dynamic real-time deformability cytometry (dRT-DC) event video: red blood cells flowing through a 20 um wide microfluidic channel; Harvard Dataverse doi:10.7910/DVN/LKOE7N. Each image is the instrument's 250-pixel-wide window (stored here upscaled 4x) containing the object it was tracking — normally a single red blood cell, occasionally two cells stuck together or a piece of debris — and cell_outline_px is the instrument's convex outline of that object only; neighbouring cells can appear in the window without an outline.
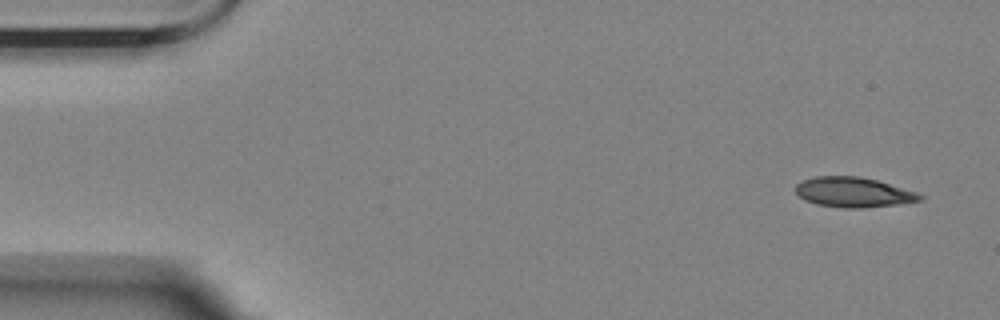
{"species": "Egyptian fruit bat (a non-hibernating species)", "species_latin": "Rousettus aegyptiacus", "temperature_condition": "room temperature", "stored_images_in_passage": 5, "camera_frame_rate_fps": 3000, "um_per_image_px": 0.085, "animal": {"sex": "female"}, "frame": {"image": 1, "passage_image": 1, "time_ms": 0.0, "image_size_px": [1000, 320], "cell_outline_px": [[924, 200], [896, 204], [864, 208], [844, 208], [816, 204], [804, 200], [796, 192], [796, 184], [804, 180], [816, 176], [860, 176], [876, 180], [916, 192], [924, 196]], "centroid_in_image_um": [72.54, 16.34], "position_along_channel_um": 12.5, "area_um2": 21.62}}
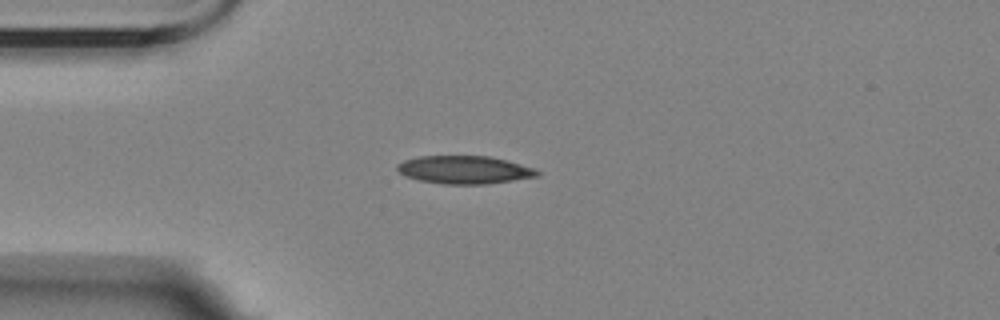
{"frame": {"image": 2, "passage_image": 4, "time_ms": 3.667, "image_size_px": [1000, 320], "cell_outline_px": [[540, 176], [488, 184], [444, 184], [420, 180], [404, 176], [396, 168], [396, 164], [404, 160], [416, 156], [488, 156], [508, 160], [536, 168], [540, 172]], "centroid_in_image_um": [39.5, 14.43], "position_along_channel_um": 45.5, "area_um2": 23.06}}